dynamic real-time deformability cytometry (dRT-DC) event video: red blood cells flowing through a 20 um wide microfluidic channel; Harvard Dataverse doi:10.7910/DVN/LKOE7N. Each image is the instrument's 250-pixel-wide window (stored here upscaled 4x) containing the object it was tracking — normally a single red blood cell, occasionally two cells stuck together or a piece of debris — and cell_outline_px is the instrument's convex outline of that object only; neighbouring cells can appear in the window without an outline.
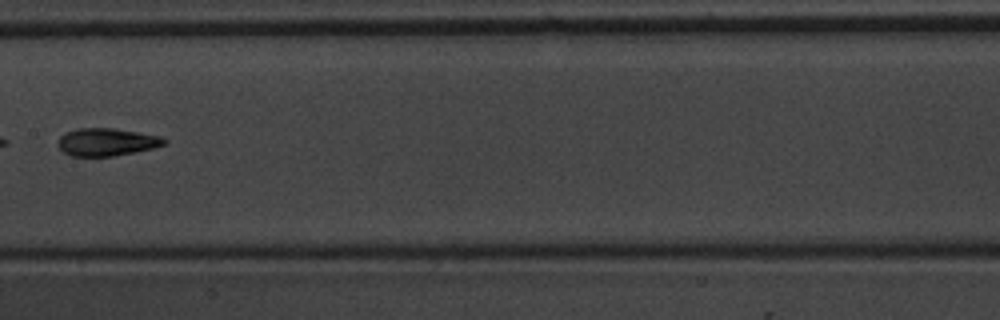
{"species": "common noctule bat (a hibernating species)", "species_latin": "Nyctalus noctula", "temperature_condition": "warm", "stored_images_in_passage": 6, "camera_frame_rate_fps": 3000, "um_per_image_px": 0.085, "animal": {"sex": "male", "body_mass_g": 20.1, "forearm_length_mm": 53.5}, "frame": {"image": 1, "passage_image": 6, "time_ms": 6.0, "image_size_px": [1000, 320], "cell_outline_px": [[168, 144], [136, 152], [112, 156], [72, 156], [64, 152], [56, 144], [60, 136], [76, 128], [112, 128], [160, 136], [168, 140]], "centroid_in_image_um": [9.08, 12.07], "position_along_channel_um": 198.3, "area_um2": 17.11}}